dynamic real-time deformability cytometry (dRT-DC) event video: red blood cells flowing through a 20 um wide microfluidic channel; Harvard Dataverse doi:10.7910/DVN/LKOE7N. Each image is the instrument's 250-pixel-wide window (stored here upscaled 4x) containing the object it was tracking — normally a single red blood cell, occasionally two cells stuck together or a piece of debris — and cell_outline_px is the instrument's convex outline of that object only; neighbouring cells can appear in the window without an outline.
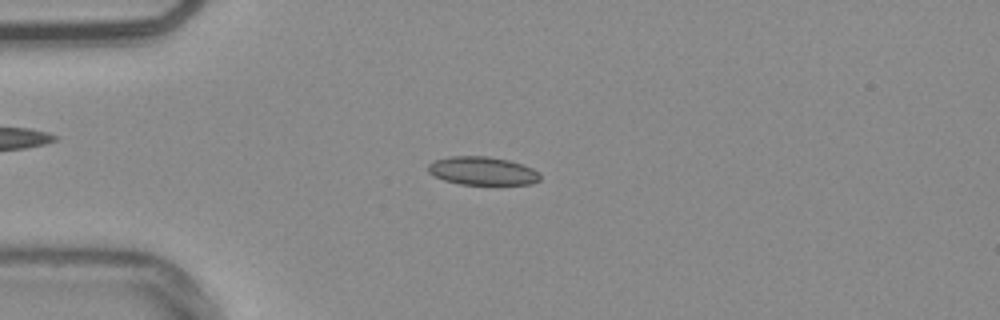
{"species": "common noctule bat (a hibernating species)", "species_latin": "Nyctalus noctula", "temperature_condition": "warm", "stored_images_in_passage": 54, "camera_frame_rate_fps": 3000, "um_per_image_px": 0.085, "animal": {"sex": "male", "body_mass_g": 20.4}, "frame": {"image": 1, "passage_image": 14, "time_ms": 4.333, "image_size_px": [1000, 320], "cell_outline_px": [[540, 180], [532, 184], [460, 184], [444, 180], [428, 172], [428, 164], [432, 160], [448, 156], [488, 156], [508, 160], [532, 168], [540, 172]], "centroid_in_image_um": [40.99, 14.52], "position_along_channel_um": 44.0, "area_um2": 18.5}}
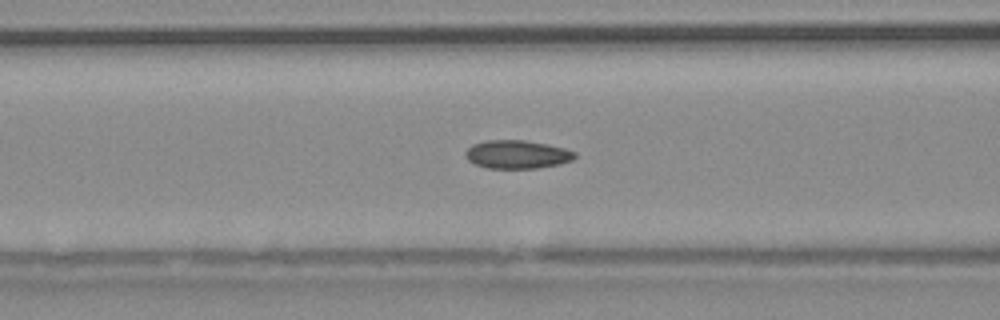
{"frame": {"image": 2, "passage_image": 22, "time_ms": 7.0, "image_size_px": [1000, 320], "cell_outline_px": [[576, 156], [572, 160], [560, 164], [536, 168], [488, 168], [476, 164], [468, 160], [464, 156], [464, 152], [472, 144], [488, 140], [524, 140], [548, 144], [564, 148], [576, 152]], "centroid_in_image_um": [43.95, 13.12], "position_along_channel_um": 122.7, "area_um2": 18.09}}
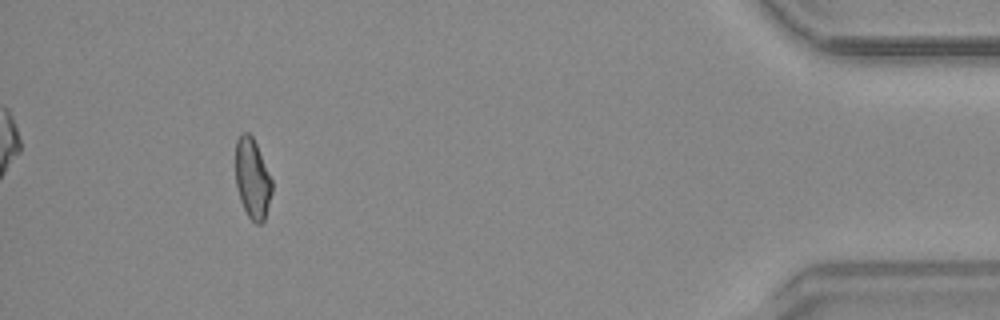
{"frame": {"image": 3, "passage_image": 50, "time_ms": 16.333, "image_size_px": [1000, 320], "cell_outline_px": [[272, 192], [264, 220], [260, 224], [256, 224], [248, 216], [240, 200], [236, 188], [236, 140], [244, 132], [248, 132], [252, 136], [256, 144], [272, 180]], "centroid_in_image_um": [21.45, 15.2], "position_along_channel_um": 413.8, "area_um2": 16.82}, "authors_computed_cell_mechanics": {"area_um2": 17.6579, "velocity_mm_per_s": 3.7774, "shape_relaxation_time_tau1_ms": null, "shape_relaxation_time_tau2_ms": 4.5278, "deformation_change_tau1": null, "deformation_change_tau2": 0.0888}}